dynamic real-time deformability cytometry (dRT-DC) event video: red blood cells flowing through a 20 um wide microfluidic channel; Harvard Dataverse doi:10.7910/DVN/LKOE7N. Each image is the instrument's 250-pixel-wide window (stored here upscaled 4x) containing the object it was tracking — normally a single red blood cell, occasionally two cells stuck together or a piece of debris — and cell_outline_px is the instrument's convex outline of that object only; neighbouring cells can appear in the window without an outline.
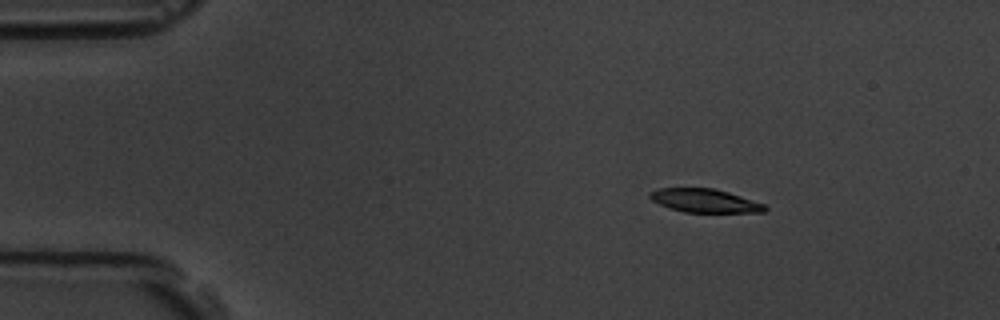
{"species": "common noctule bat (a hibernating species)", "species_latin": "Nyctalus noctula", "temperature_condition": "room temperature", "stored_images_in_passage": 48, "camera_frame_rate_fps": 3000, "um_per_image_px": 0.085, "animal": {"sex": "male", "body_mass_g": 19.5, "forearm_length_mm": 54.6}, "frame": {"image": 1, "passage_image": 1, "time_ms": 0.0, "image_size_px": [1000, 320], "cell_outline_px": [[768, 208], [764, 212], [684, 212], [668, 208], [652, 200], [648, 196], [648, 192], [656, 188], [712, 188], [728, 192], [764, 204]], "centroid_in_image_um": [59.85, 17.05], "position_along_channel_um": 25.2, "area_um2": 15.72}}
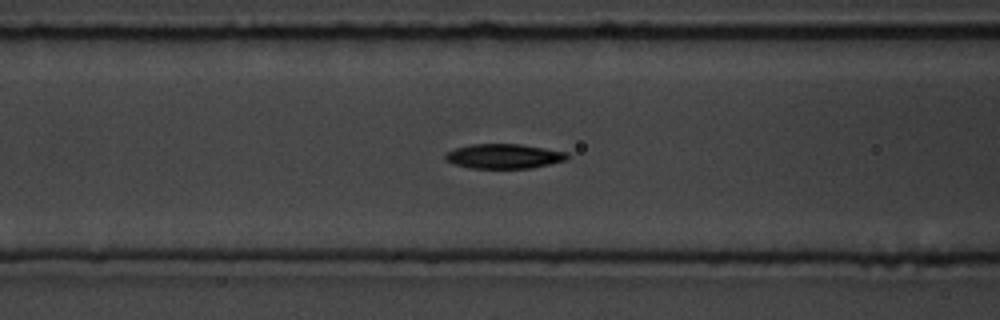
{"frame": {"image": 2, "passage_image": 15, "time_ms": 4.667, "image_size_px": [1000, 320], "cell_outline_px": [[572, 156], [568, 160], [532, 168], [468, 168], [444, 160], [444, 156], [448, 152], [456, 148], [472, 144], [520, 144], [568, 152]], "centroid_in_image_um": [42.89, 13.28], "position_along_channel_um": 123.7, "area_um2": 17.63}}
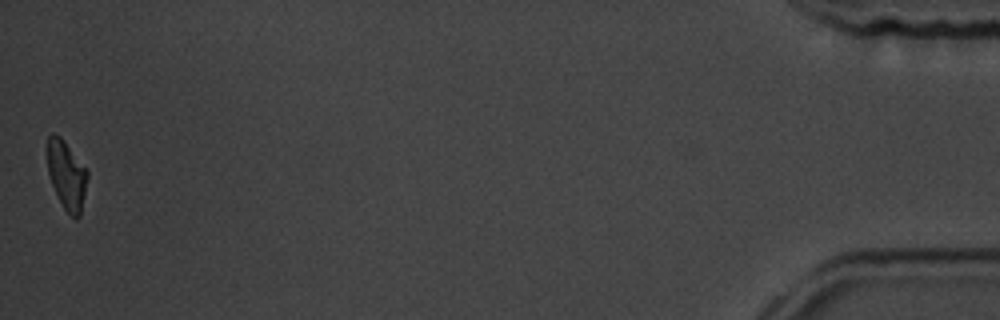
{"frame": {"image": 3, "passage_image": 48, "time_ms": 15.667, "image_size_px": [1000, 320], "cell_outline_px": [[88, 176], [80, 216], [76, 220], [64, 208], [52, 184], [48, 172], [48, 136], [52, 132], [60, 136], [64, 140], [88, 172]], "centroid_in_image_um": [5.67, 14.87], "position_along_channel_um": 429.5, "area_um2": 15.66}, "authors_computed_cell_mechanics": {"area_um2": 17.3978, "velocity_mm_per_s": 3.6545, "shape_relaxation_time_tau1_ms": 3.3336, "shape_relaxation_time_tau2_ms": 7.5352, "deformation_change_tau1": 0.1326, "deformation_change_tau2": 0.1208}}